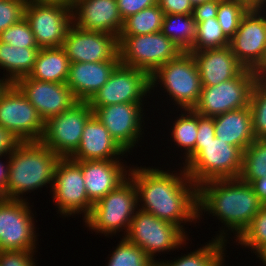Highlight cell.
I'll list each match as a JSON object with an SVG mask.
<instances>
[{"instance_id": "bcb514c9", "label": "cell", "mask_w": 266, "mask_h": 266, "mask_svg": "<svg viewBox=\"0 0 266 266\" xmlns=\"http://www.w3.org/2000/svg\"><path fill=\"white\" fill-rule=\"evenodd\" d=\"M263 205H266V176L249 183Z\"/></svg>"}, {"instance_id": "ffe728a7", "label": "cell", "mask_w": 266, "mask_h": 266, "mask_svg": "<svg viewBox=\"0 0 266 266\" xmlns=\"http://www.w3.org/2000/svg\"><path fill=\"white\" fill-rule=\"evenodd\" d=\"M72 22L79 29L117 37L123 27L117 0H77L72 5Z\"/></svg>"}, {"instance_id": "7c38bea8", "label": "cell", "mask_w": 266, "mask_h": 266, "mask_svg": "<svg viewBox=\"0 0 266 266\" xmlns=\"http://www.w3.org/2000/svg\"><path fill=\"white\" fill-rule=\"evenodd\" d=\"M44 123L36 108L13 83L0 95V125L20 142L40 141Z\"/></svg>"}, {"instance_id": "4dcf8cb0", "label": "cell", "mask_w": 266, "mask_h": 266, "mask_svg": "<svg viewBox=\"0 0 266 266\" xmlns=\"http://www.w3.org/2000/svg\"><path fill=\"white\" fill-rule=\"evenodd\" d=\"M266 176V139H255L243 151V164L240 179L250 183Z\"/></svg>"}, {"instance_id": "52a82bcc", "label": "cell", "mask_w": 266, "mask_h": 266, "mask_svg": "<svg viewBox=\"0 0 266 266\" xmlns=\"http://www.w3.org/2000/svg\"><path fill=\"white\" fill-rule=\"evenodd\" d=\"M118 38L120 64L145 70L149 75L182 53L162 32Z\"/></svg>"}, {"instance_id": "ba28073f", "label": "cell", "mask_w": 266, "mask_h": 266, "mask_svg": "<svg viewBox=\"0 0 266 266\" xmlns=\"http://www.w3.org/2000/svg\"><path fill=\"white\" fill-rule=\"evenodd\" d=\"M24 18L38 47H62L72 22V6L61 2L27 0Z\"/></svg>"}, {"instance_id": "ac0fdd59", "label": "cell", "mask_w": 266, "mask_h": 266, "mask_svg": "<svg viewBox=\"0 0 266 266\" xmlns=\"http://www.w3.org/2000/svg\"><path fill=\"white\" fill-rule=\"evenodd\" d=\"M13 84L36 108L44 122L79 102L66 83L38 81L25 76Z\"/></svg>"}, {"instance_id": "9a60e30c", "label": "cell", "mask_w": 266, "mask_h": 266, "mask_svg": "<svg viewBox=\"0 0 266 266\" xmlns=\"http://www.w3.org/2000/svg\"><path fill=\"white\" fill-rule=\"evenodd\" d=\"M262 10H248L230 39V48L245 68L257 71L266 58V14Z\"/></svg>"}, {"instance_id": "8fae6325", "label": "cell", "mask_w": 266, "mask_h": 266, "mask_svg": "<svg viewBox=\"0 0 266 266\" xmlns=\"http://www.w3.org/2000/svg\"><path fill=\"white\" fill-rule=\"evenodd\" d=\"M92 115L88 101H79L44 123L40 142L60 158H70L78 149L84 126Z\"/></svg>"}, {"instance_id": "f35d334b", "label": "cell", "mask_w": 266, "mask_h": 266, "mask_svg": "<svg viewBox=\"0 0 266 266\" xmlns=\"http://www.w3.org/2000/svg\"><path fill=\"white\" fill-rule=\"evenodd\" d=\"M27 0H0V33L24 18Z\"/></svg>"}, {"instance_id": "5b68a950", "label": "cell", "mask_w": 266, "mask_h": 266, "mask_svg": "<svg viewBox=\"0 0 266 266\" xmlns=\"http://www.w3.org/2000/svg\"><path fill=\"white\" fill-rule=\"evenodd\" d=\"M138 204L136 186L128 176L117 188L93 204L92 211L84 222L89 229L106 234L105 236L120 232V228L126 233Z\"/></svg>"}, {"instance_id": "7bdbcfd3", "label": "cell", "mask_w": 266, "mask_h": 266, "mask_svg": "<svg viewBox=\"0 0 266 266\" xmlns=\"http://www.w3.org/2000/svg\"><path fill=\"white\" fill-rule=\"evenodd\" d=\"M218 7L219 2L217 1H205L202 4L195 5L192 13L195 23L197 24L209 18H217Z\"/></svg>"}, {"instance_id": "2e32d148", "label": "cell", "mask_w": 266, "mask_h": 266, "mask_svg": "<svg viewBox=\"0 0 266 266\" xmlns=\"http://www.w3.org/2000/svg\"><path fill=\"white\" fill-rule=\"evenodd\" d=\"M150 91V75L145 70L119 64L88 103L90 106L141 103Z\"/></svg>"}, {"instance_id": "8d00e7d4", "label": "cell", "mask_w": 266, "mask_h": 266, "mask_svg": "<svg viewBox=\"0 0 266 266\" xmlns=\"http://www.w3.org/2000/svg\"><path fill=\"white\" fill-rule=\"evenodd\" d=\"M237 240L240 245L251 247L253 252L255 250L254 253L266 246V205L261 207Z\"/></svg>"}, {"instance_id": "603a6c76", "label": "cell", "mask_w": 266, "mask_h": 266, "mask_svg": "<svg viewBox=\"0 0 266 266\" xmlns=\"http://www.w3.org/2000/svg\"><path fill=\"white\" fill-rule=\"evenodd\" d=\"M125 153L126 151L93 114L84 126L78 149L70 158L75 161L117 160L119 155Z\"/></svg>"}, {"instance_id": "b9f144b4", "label": "cell", "mask_w": 266, "mask_h": 266, "mask_svg": "<svg viewBox=\"0 0 266 266\" xmlns=\"http://www.w3.org/2000/svg\"><path fill=\"white\" fill-rule=\"evenodd\" d=\"M157 4L164 14H184L193 13V5L190 0H157Z\"/></svg>"}, {"instance_id": "8992f818", "label": "cell", "mask_w": 266, "mask_h": 266, "mask_svg": "<svg viewBox=\"0 0 266 266\" xmlns=\"http://www.w3.org/2000/svg\"><path fill=\"white\" fill-rule=\"evenodd\" d=\"M157 81L161 82V86L164 85L168 95L183 110L194 109L197 105L202 83L196 61L190 52H182L156 69L150 75V90L158 84Z\"/></svg>"}, {"instance_id": "f6af8a7d", "label": "cell", "mask_w": 266, "mask_h": 266, "mask_svg": "<svg viewBox=\"0 0 266 266\" xmlns=\"http://www.w3.org/2000/svg\"><path fill=\"white\" fill-rule=\"evenodd\" d=\"M20 141L0 125V156L9 155Z\"/></svg>"}, {"instance_id": "836d02e7", "label": "cell", "mask_w": 266, "mask_h": 266, "mask_svg": "<svg viewBox=\"0 0 266 266\" xmlns=\"http://www.w3.org/2000/svg\"><path fill=\"white\" fill-rule=\"evenodd\" d=\"M121 240L112 252L107 266H156V262L137 245L125 237Z\"/></svg>"}, {"instance_id": "484cf974", "label": "cell", "mask_w": 266, "mask_h": 266, "mask_svg": "<svg viewBox=\"0 0 266 266\" xmlns=\"http://www.w3.org/2000/svg\"><path fill=\"white\" fill-rule=\"evenodd\" d=\"M70 61L62 47L41 48L28 78L38 81L66 83Z\"/></svg>"}, {"instance_id": "d4e9b609", "label": "cell", "mask_w": 266, "mask_h": 266, "mask_svg": "<svg viewBox=\"0 0 266 266\" xmlns=\"http://www.w3.org/2000/svg\"><path fill=\"white\" fill-rule=\"evenodd\" d=\"M215 137L244 151L256 138L250 107L214 116Z\"/></svg>"}, {"instance_id": "f5cc1de1", "label": "cell", "mask_w": 266, "mask_h": 266, "mask_svg": "<svg viewBox=\"0 0 266 266\" xmlns=\"http://www.w3.org/2000/svg\"><path fill=\"white\" fill-rule=\"evenodd\" d=\"M256 254L257 257L261 258V261H263L264 265H266V246L261 248Z\"/></svg>"}, {"instance_id": "cb8c5ba5", "label": "cell", "mask_w": 266, "mask_h": 266, "mask_svg": "<svg viewBox=\"0 0 266 266\" xmlns=\"http://www.w3.org/2000/svg\"><path fill=\"white\" fill-rule=\"evenodd\" d=\"M119 64L120 61L70 63L66 85L79 101H89Z\"/></svg>"}, {"instance_id": "f1b7e54d", "label": "cell", "mask_w": 266, "mask_h": 266, "mask_svg": "<svg viewBox=\"0 0 266 266\" xmlns=\"http://www.w3.org/2000/svg\"><path fill=\"white\" fill-rule=\"evenodd\" d=\"M161 32L182 52H189L196 38V23L192 14H164Z\"/></svg>"}, {"instance_id": "d6986e66", "label": "cell", "mask_w": 266, "mask_h": 266, "mask_svg": "<svg viewBox=\"0 0 266 266\" xmlns=\"http://www.w3.org/2000/svg\"><path fill=\"white\" fill-rule=\"evenodd\" d=\"M142 103H118L90 106L93 114L109 131L110 136L126 151L135 146L142 135ZM142 111V112H141Z\"/></svg>"}, {"instance_id": "e575fe53", "label": "cell", "mask_w": 266, "mask_h": 266, "mask_svg": "<svg viewBox=\"0 0 266 266\" xmlns=\"http://www.w3.org/2000/svg\"><path fill=\"white\" fill-rule=\"evenodd\" d=\"M249 107L252 115L253 132L256 139H266V83L254 84Z\"/></svg>"}, {"instance_id": "30bf717a", "label": "cell", "mask_w": 266, "mask_h": 266, "mask_svg": "<svg viewBox=\"0 0 266 266\" xmlns=\"http://www.w3.org/2000/svg\"><path fill=\"white\" fill-rule=\"evenodd\" d=\"M125 238L141 248L153 261L158 252H167L183 245L187 234L178 226L153 214L137 209Z\"/></svg>"}, {"instance_id": "ee69618b", "label": "cell", "mask_w": 266, "mask_h": 266, "mask_svg": "<svg viewBox=\"0 0 266 266\" xmlns=\"http://www.w3.org/2000/svg\"><path fill=\"white\" fill-rule=\"evenodd\" d=\"M214 117L198 114V131L196 142H208L215 138Z\"/></svg>"}, {"instance_id": "7dc6e473", "label": "cell", "mask_w": 266, "mask_h": 266, "mask_svg": "<svg viewBox=\"0 0 266 266\" xmlns=\"http://www.w3.org/2000/svg\"><path fill=\"white\" fill-rule=\"evenodd\" d=\"M238 1L242 3L248 10H253V9L262 10L264 7H266V0H238Z\"/></svg>"}, {"instance_id": "1f68e13d", "label": "cell", "mask_w": 266, "mask_h": 266, "mask_svg": "<svg viewBox=\"0 0 266 266\" xmlns=\"http://www.w3.org/2000/svg\"><path fill=\"white\" fill-rule=\"evenodd\" d=\"M230 45L217 18H209L196 24V38L190 51L222 48Z\"/></svg>"}, {"instance_id": "74e56055", "label": "cell", "mask_w": 266, "mask_h": 266, "mask_svg": "<svg viewBox=\"0 0 266 266\" xmlns=\"http://www.w3.org/2000/svg\"><path fill=\"white\" fill-rule=\"evenodd\" d=\"M0 41L14 47L39 48L25 18L0 33Z\"/></svg>"}, {"instance_id": "277c9868", "label": "cell", "mask_w": 266, "mask_h": 266, "mask_svg": "<svg viewBox=\"0 0 266 266\" xmlns=\"http://www.w3.org/2000/svg\"><path fill=\"white\" fill-rule=\"evenodd\" d=\"M185 162L189 178L198 187L210 180L239 178L243 151L215 137L208 142H196Z\"/></svg>"}, {"instance_id": "7402d4cb", "label": "cell", "mask_w": 266, "mask_h": 266, "mask_svg": "<svg viewBox=\"0 0 266 266\" xmlns=\"http://www.w3.org/2000/svg\"><path fill=\"white\" fill-rule=\"evenodd\" d=\"M189 52L196 61L202 86H216L235 78L244 69L230 46Z\"/></svg>"}, {"instance_id": "6da1fadb", "label": "cell", "mask_w": 266, "mask_h": 266, "mask_svg": "<svg viewBox=\"0 0 266 266\" xmlns=\"http://www.w3.org/2000/svg\"><path fill=\"white\" fill-rule=\"evenodd\" d=\"M180 172L178 176L157 168L130 167L128 176L136 186L138 202H143L139 209L178 226L184 232L181 223L199 219L198 187L184 167Z\"/></svg>"}, {"instance_id": "c3c4849f", "label": "cell", "mask_w": 266, "mask_h": 266, "mask_svg": "<svg viewBox=\"0 0 266 266\" xmlns=\"http://www.w3.org/2000/svg\"><path fill=\"white\" fill-rule=\"evenodd\" d=\"M2 157V156H0ZM7 168L8 165H4L1 161H0V197L4 198V189L7 183Z\"/></svg>"}, {"instance_id": "3957f363", "label": "cell", "mask_w": 266, "mask_h": 266, "mask_svg": "<svg viewBox=\"0 0 266 266\" xmlns=\"http://www.w3.org/2000/svg\"><path fill=\"white\" fill-rule=\"evenodd\" d=\"M4 198L23 200L20 195L53 184L60 157L37 142H20L8 155Z\"/></svg>"}, {"instance_id": "9c48e42d", "label": "cell", "mask_w": 266, "mask_h": 266, "mask_svg": "<svg viewBox=\"0 0 266 266\" xmlns=\"http://www.w3.org/2000/svg\"><path fill=\"white\" fill-rule=\"evenodd\" d=\"M258 77L255 71L243 69L235 78L216 86H202L194 111L206 117H214L249 106L251 92Z\"/></svg>"}, {"instance_id": "f907efd6", "label": "cell", "mask_w": 266, "mask_h": 266, "mask_svg": "<svg viewBox=\"0 0 266 266\" xmlns=\"http://www.w3.org/2000/svg\"><path fill=\"white\" fill-rule=\"evenodd\" d=\"M3 79V80H2ZM0 79V95L5 91V89L11 84L6 78Z\"/></svg>"}, {"instance_id": "44dd1931", "label": "cell", "mask_w": 266, "mask_h": 266, "mask_svg": "<svg viewBox=\"0 0 266 266\" xmlns=\"http://www.w3.org/2000/svg\"><path fill=\"white\" fill-rule=\"evenodd\" d=\"M124 166L119 160L80 161L87 196L93 204L127 179L129 170Z\"/></svg>"}, {"instance_id": "e0dca14e", "label": "cell", "mask_w": 266, "mask_h": 266, "mask_svg": "<svg viewBox=\"0 0 266 266\" xmlns=\"http://www.w3.org/2000/svg\"><path fill=\"white\" fill-rule=\"evenodd\" d=\"M62 48L70 63L120 61L117 36L82 30L73 24L68 29Z\"/></svg>"}, {"instance_id": "f546056e", "label": "cell", "mask_w": 266, "mask_h": 266, "mask_svg": "<svg viewBox=\"0 0 266 266\" xmlns=\"http://www.w3.org/2000/svg\"><path fill=\"white\" fill-rule=\"evenodd\" d=\"M164 12L158 4L147 7L123 20L119 35H145L161 32Z\"/></svg>"}, {"instance_id": "ab89813d", "label": "cell", "mask_w": 266, "mask_h": 266, "mask_svg": "<svg viewBox=\"0 0 266 266\" xmlns=\"http://www.w3.org/2000/svg\"><path fill=\"white\" fill-rule=\"evenodd\" d=\"M35 251H0V266H36L33 261Z\"/></svg>"}, {"instance_id": "60d3db41", "label": "cell", "mask_w": 266, "mask_h": 266, "mask_svg": "<svg viewBox=\"0 0 266 266\" xmlns=\"http://www.w3.org/2000/svg\"><path fill=\"white\" fill-rule=\"evenodd\" d=\"M155 4L157 0H117L119 14L123 20Z\"/></svg>"}, {"instance_id": "7a4b0ae2", "label": "cell", "mask_w": 266, "mask_h": 266, "mask_svg": "<svg viewBox=\"0 0 266 266\" xmlns=\"http://www.w3.org/2000/svg\"><path fill=\"white\" fill-rule=\"evenodd\" d=\"M263 204L240 178L210 180L198 186V217L208 211L238 238ZM237 232V233H236Z\"/></svg>"}, {"instance_id": "d590c367", "label": "cell", "mask_w": 266, "mask_h": 266, "mask_svg": "<svg viewBox=\"0 0 266 266\" xmlns=\"http://www.w3.org/2000/svg\"><path fill=\"white\" fill-rule=\"evenodd\" d=\"M248 9L238 0L219 2L217 20L225 36L230 40L237 31L243 15Z\"/></svg>"}, {"instance_id": "816d5d0a", "label": "cell", "mask_w": 266, "mask_h": 266, "mask_svg": "<svg viewBox=\"0 0 266 266\" xmlns=\"http://www.w3.org/2000/svg\"><path fill=\"white\" fill-rule=\"evenodd\" d=\"M40 2H61L72 6L77 0H35Z\"/></svg>"}, {"instance_id": "4fadbf2b", "label": "cell", "mask_w": 266, "mask_h": 266, "mask_svg": "<svg viewBox=\"0 0 266 266\" xmlns=\"http://www.w3.org/2000/svg\"><path fill=\"white\" fill-rule=\"evenodd\" d=\"M53 199L63 216L83 213L84 220L90 215L93 203L88 199L80 161L60 158L54 172Z\"/></svg>"}, {"instance_id": "d6a6232c", "label": "cell", "mask_w": 266, "mask_h": 266, "mask_svg": "<svg viewBox=\"0 0 266 266\" xmlns=\"http://www.w3.org/2000/svg\"><path fill=\"white\" fill-rule=\"evenodd\" d=\"M185 112L187 114H180V118L173 123V129L171 130L174 142L185 149V157H187L196 146L198 113L193 109H187Z\"/></svg>"}, {"instance_id": "681fc988", "label": "cell", "mask_w": 266, "mask_h": 266, "mask_svg": "<svg viewBox=\"0 0 266 266\" xmlns=\"http://www.w3.org/2000/svg\"><path fill=\"white\" fill-rule=\"evenodd\" d=\"M258 80L266 83V58L262 66L256 71Z\"/></svg>"}, {"instance_id": "83f0119b", "label": "cell", "mask_w": 266, "mask_h": 266, "mask_svg": "<svg viewBox=\"0 0 266 266\" xmlns=\"http://www.w3.org/2000/svg\"><path fill=\"white\" fill-rule=\"evenodd\" d=\"M219 236H216L209 244L207 243L202 248L178 257L174 262L160 261L156 262V266H221L224 263L225 255V239L226 233L222 230ZM225 234V235H224ZM224 256V257H223ZM167 262V263H166Z\"/></svg>"}, {"instance_id": "db71d44e", "label": "cell", "mask_w": 266, "mask_h": 266, "mask_svg": "<svg viewBox=\"0 0 266 266\" xmlns=\"http://www.w3.org/2000/svg\"><path fill=\"white\" fill-rule=\"evenodd\" d=\"M205 1H217V2H222V1H225V0H190L191 4L193 5V7L195 5H199V4H202L204 3Z\"/></svg>"}, {"instance_id": "4316f807", "label": "cell", "mask_w": 266, "mask_h": 266, "mask_svg": "<svg viewBox=\"0 0 266 266\" xmlns=\"http://www.w3.org/2000/svg\"><path fill=\"white\" fill-rule=\"evenodd\" d=\"M40 48L14 47L0 41V67L6 69V79L14 83L32 71Z\"/></svg>"}, {"instance_id": "5bb4252c", "label": "cell", "mask_w": 266, "mask_h": 266, "mask_svg": "<svg viewBox=\"0 0 266 266\" xmlns=\"http://www.w3.org/2000/svg\"><path fill=\"white\" fill-rule=\"evenodd\" d=\"M25 199L0 197V251H35L34 217Z\"/></svg>"}]
</instances>
